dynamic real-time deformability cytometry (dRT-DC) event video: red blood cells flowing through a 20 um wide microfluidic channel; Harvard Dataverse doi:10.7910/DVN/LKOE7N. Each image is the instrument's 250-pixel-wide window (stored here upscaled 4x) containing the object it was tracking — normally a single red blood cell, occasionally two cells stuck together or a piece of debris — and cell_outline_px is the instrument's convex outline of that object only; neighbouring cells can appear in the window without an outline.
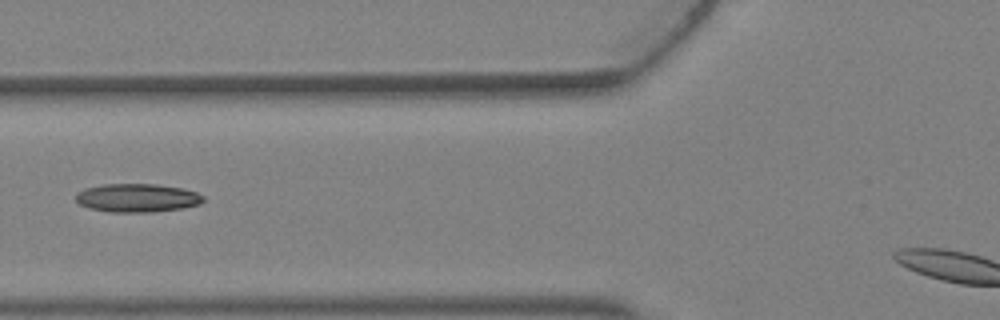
{"species": "Egyptian fruit bat (a non-hibernating species)", "species_latin": "Rousettus aegyptiacus", "temperature_condition": "warm", "stored_images_in_passage": 5, "camera_frame_rate_fps": 3000, "um_per_image_px": 0.085, "animal": {"sex": "female"}, "frame": {"image": 1, "passage_image": 5, "time_ms": 1.333, "image_size_px": [1000, 320], "cell_outline_px": [[204, 200], [200, 204], [184, 208], [152, 212], [108, 212], [92, 208], [80, 204], [76, 200], [76, 192], [84, 188], [104, 184], [156, 184], [184, 188], [196, 192], [204, 196]], "centroid_in_image_um": [11.69, 16.81], "position_along_channel_um": 114.1, "area_um2": 21.27}}